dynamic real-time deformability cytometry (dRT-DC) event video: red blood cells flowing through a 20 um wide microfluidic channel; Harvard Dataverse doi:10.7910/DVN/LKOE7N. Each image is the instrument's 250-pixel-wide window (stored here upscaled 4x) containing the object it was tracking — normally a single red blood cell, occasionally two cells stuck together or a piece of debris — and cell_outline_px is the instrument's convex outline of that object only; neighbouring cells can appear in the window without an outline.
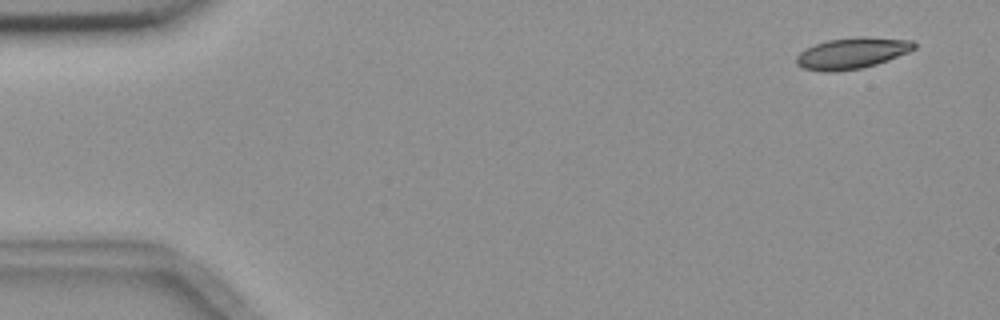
{"species": "common noctule bat (a hibernating species)", "species_latin": "Nyctalus noctula", "temperature_condition": "room temperature", "stored_images_in_passage": 4, "camera_frame_rate_fps": 3000, "um_per_image_px": 0.085, "animal": {"sex": "female", "body_mass_g": 18.4}, "frame": {"image": 1, "passage_image": 1, "time_ms": 0.0, "image_size_px": [1000, 320], "cell_outline_px": [[916, 48], [908, 52], [888, 60], [876, 64], [860, 68], [832, 72], [824, 72], [804, 68], [796, 64], [796, 56], [804, 48], [828, 40], [860, 36], [864, 36], [912, 40], [916, 44]], "centroid_in_image_um": [72.41, 4.51], "position_along_channel_um": 12.6, "area_um2": 21.39}}